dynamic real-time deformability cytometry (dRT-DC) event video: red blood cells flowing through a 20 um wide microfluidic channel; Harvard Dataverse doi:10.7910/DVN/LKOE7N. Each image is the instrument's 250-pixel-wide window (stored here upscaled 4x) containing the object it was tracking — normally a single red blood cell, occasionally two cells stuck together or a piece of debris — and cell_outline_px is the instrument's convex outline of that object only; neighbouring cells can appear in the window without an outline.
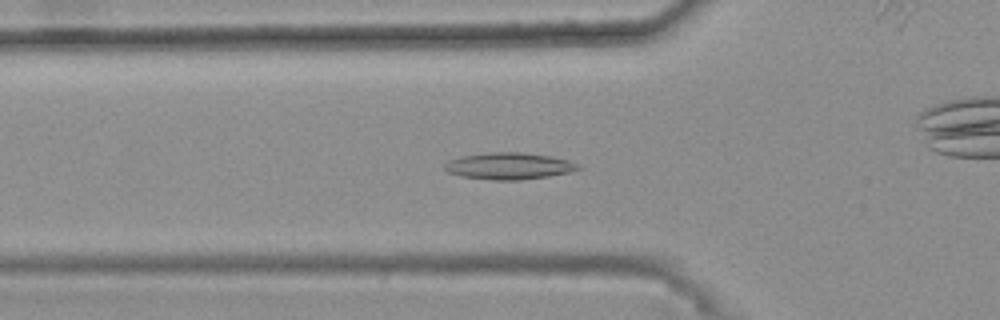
{"species": "common noctule bat (a hibernating species)", "species_latin": "Nyctalus noctula", "temperature_condition": "warm", "stored_images_in_passage": 46, "camera_frame_rate_fps": 3000, "um_per_image_px": 0.085, "animal": {"sex": "female", "body_mass_g": 25.1}, "frame": {"image": 1, "passage_image": 17, "time_ms": 5.333, "image_size_px": [1000, 320], "cell_outline_px": [[584, 168], [572, 172], [548, 176], [520, 180], [492, 180], [460, 176], [448, 172], [444, 168], [444, 164], [448, 160], [460, 156], [488, 152], [524, 152], [548, 156], [568, 160], [580, 164]], "centroid_in_image_um": [43.28, 14.11], "position_along_channel_um": 82.5, "area_um2": 21.04}}
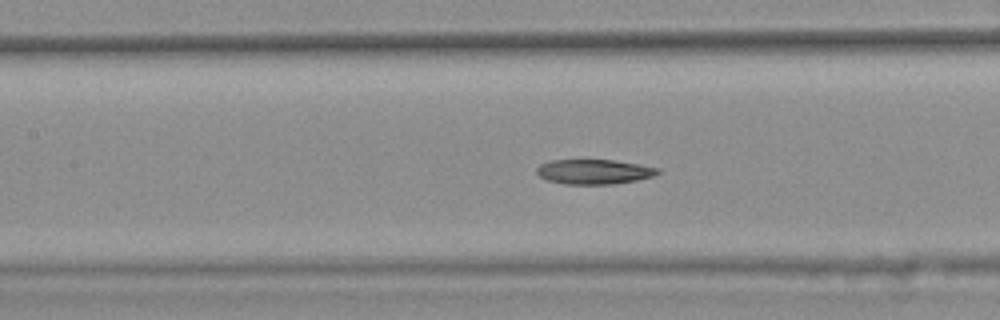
{"frame": {"image": 2, "passage_image": 23, "time_ms": 7.333, "image_size_px": [1000, 320], "cell_outline_px": [[660, 172], [652, 176], [636, 180], [612, 184], [564, 184], [548, 180], [540, 176], [536, 172], [536, 168], [540, 164], [548, 160], [612, 160], [640, 164], [660, 168]], "centroid_in_image_um": [50.48, 14.59], "position_along_channel_um": 156.9, "area_um2": 17.46}}
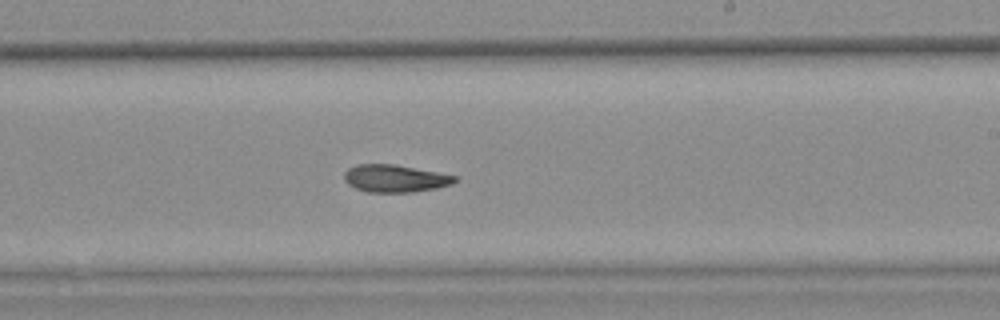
{"frame": {"image": 3, "passage_image": 31, "time_ms": 10.0, "image_size_px": [1000, 320], "cell_outline_px": [[460, 180], [452, 184], [436, 188], [412, 192], [368, 192], [356, 188], [348, 184], [344, 180], [344, 172], [348, 168], [360, 164], [392, 164], [436, 172], [456, 176]], "centroid_in_image_um": [33.58, 15.17], "position_along_channel_um": 255.4, "area_um2": 17.57}}